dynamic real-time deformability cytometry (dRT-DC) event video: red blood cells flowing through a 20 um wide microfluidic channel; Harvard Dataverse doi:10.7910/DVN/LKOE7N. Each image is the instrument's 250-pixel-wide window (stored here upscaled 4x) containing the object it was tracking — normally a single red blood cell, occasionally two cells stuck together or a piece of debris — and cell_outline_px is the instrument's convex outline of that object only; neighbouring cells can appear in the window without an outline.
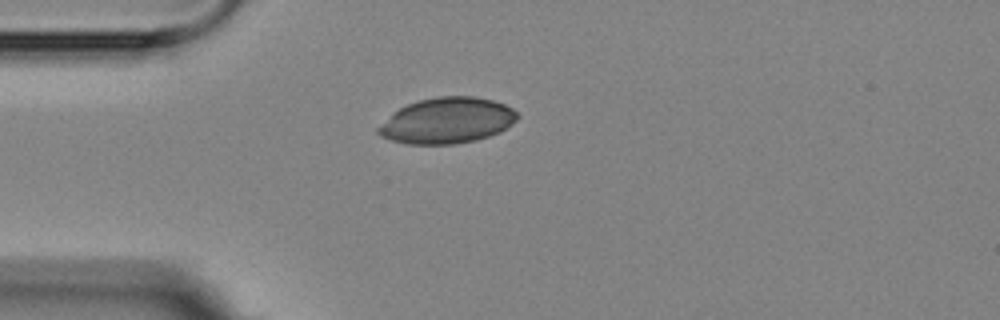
{"species": "Egyptian fruit bat (a non-hibernating species)", "species_latin": "Rousettus aegyptiacus", "temperature_condition": "room temperature", "stored_images_in_passage": 3, "camera_frame_rate_fps": 3000, "um_per_image_px": 0.085, "animal": {"sex": "female"}, "frame": {"image": 1, "passage_image": 1, "time_ms": 0.0, "image_size_px": [1000, 320], "cell_outline_px": [[520, 116], [516, 120], [500, 132], [476, 140], [456, 144], [404, 144], [380, 136], [376, 132], [376, 128], [392, 112], [408, 104], [420, 100], [436, 96], [472, 96], [492, 100], [504, 104], [512, 108]], "centroid_in_image_um": [37.98, 10.25], "position_along_channel_um": 47.0, "area_um2": 37.22}}
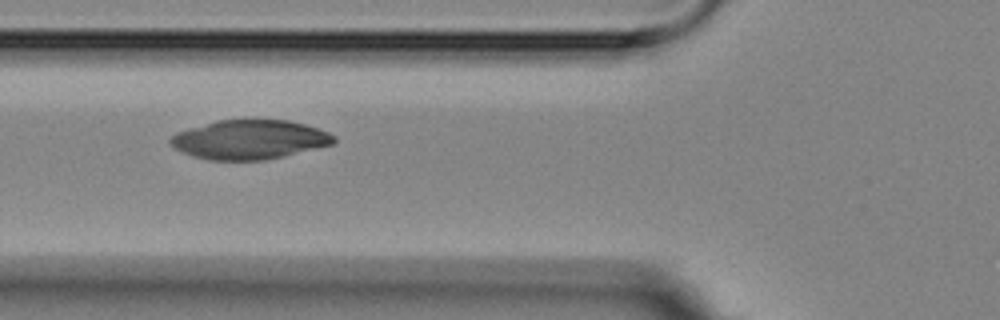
{"frame": {"image": 2, "passage_image": 3, "time_ms": 2.0, "image_size_px": [1000, 320], "cell_outline_px": [[336, 140], [332, 144], [284, 156], [264, 160], [208, 160], [192, 156], [172, 148], [168, 140], [176, 132], [188, 128], [216, 120], [288, 120], [304, 124], [328, 132], [336, 136]], "centroid_in_image_um": [21.16, 11.87], "position_along_channel_um": 104.6, "area_um2": 37.4}}